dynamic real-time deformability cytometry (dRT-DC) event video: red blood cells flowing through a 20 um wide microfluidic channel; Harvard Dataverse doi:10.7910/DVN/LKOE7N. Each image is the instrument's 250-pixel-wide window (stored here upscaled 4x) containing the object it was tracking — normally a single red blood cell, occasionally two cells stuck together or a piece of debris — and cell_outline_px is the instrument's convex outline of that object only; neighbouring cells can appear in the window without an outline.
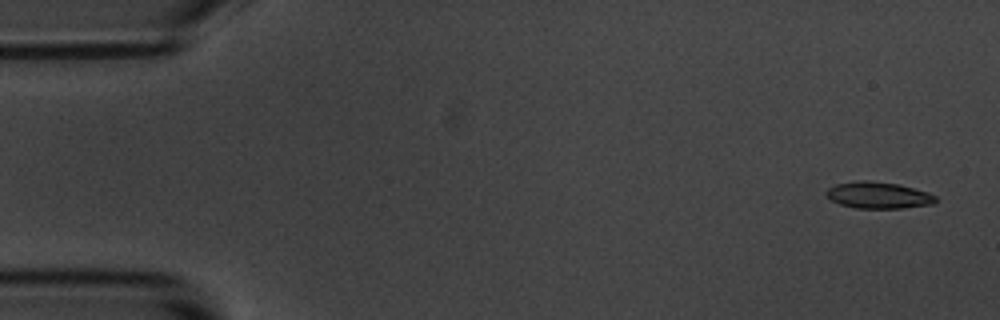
{"species": "common noctule bat (a hibernating species)", "species_latin": "Nyctalus noctula", "temperature_condition": "room temperature", "stored_images_in_passage": 53, "camera_frame_rate_fps": 3000, "um_per_image_px": 0.085, "animal": {"sex": "male", "body_mass_g": 20.1, "forearm_length_mm": 53.5}, "frame": {"image": 1, "passage_image": 1, "time_ms": 0.0, "image_size_px": [1000, 320], "cell_outline_px": [[936, 204], [904, 208], [856, 208], [840, 204], [832, 200], [824, 192], [828, 188], [836, 184], [856, 180], [868, 180], [900, 184], [928, 192], [936, 196]], "centroid_in_image_um": [74.68, 16.59], "position_along_channel_um": 10.3, "area_um2": 17.11}}
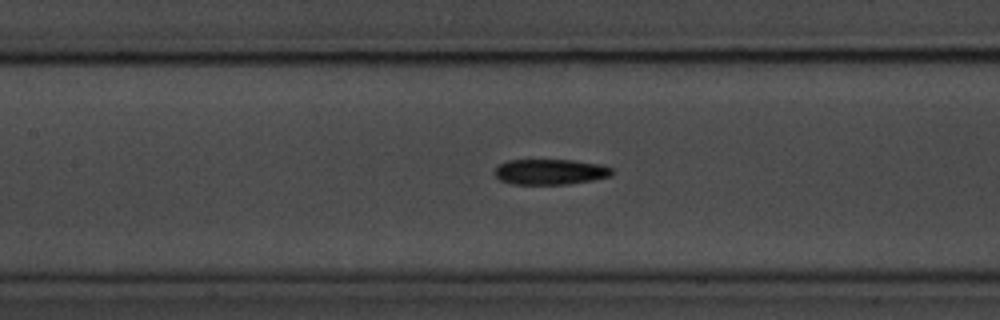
{"frame": {"image": 2, "passage_image": 23, "time_ms": 7.333, "image_size_px": [1000, 320], "cell_outline_px": [[612, 176], [592, 180], [568, 184], [512, 184], [500, 180], [496, 176], [496, 168], [500, 164], [508, 160], [572, 160], [600, 164], [612, 168]], "centroid_in_image_um": [46.79, 14.6], "position_along_channel_um": 160.6, "area_um2": 17.34}}
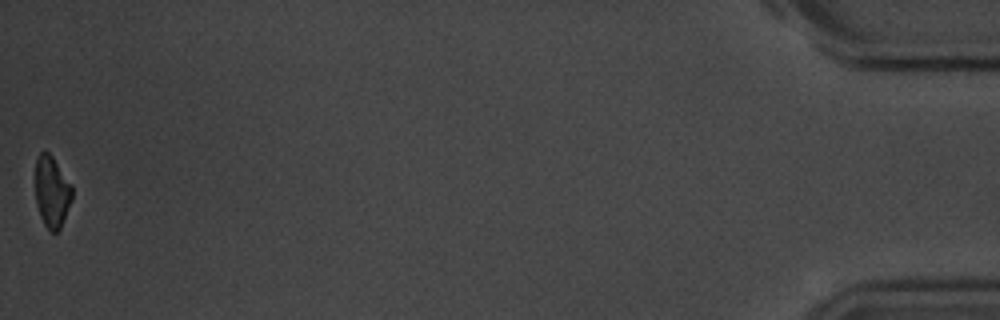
{"frame": {"image": 3, "passage_image": 53, "time_ms": 17.333, "image_size_px": [1000, 320], "cell_outline_px": [[72, 200], [60, 228], [56, 232], [48, 232], [40, 216], [36, 204], [36, 160], [40, 152], [48, 152], [52, 156], [72, 184]], "centroid_in_image_um": [4.42, 16.32], "position_along_channel_um": 430.8, "area_um2": 15.32}, "authors_computed_cell_mechanics": {"area_um2": 17.3978, "velocity_mm_per_s": 3.6939, "shape_relaxation_time_tau1_ms": 3.7165, "shape_relaxation_time_tau2_ms": null, "deformation_change_tau1": 0.1423, "deformation_change_tau2": null}}